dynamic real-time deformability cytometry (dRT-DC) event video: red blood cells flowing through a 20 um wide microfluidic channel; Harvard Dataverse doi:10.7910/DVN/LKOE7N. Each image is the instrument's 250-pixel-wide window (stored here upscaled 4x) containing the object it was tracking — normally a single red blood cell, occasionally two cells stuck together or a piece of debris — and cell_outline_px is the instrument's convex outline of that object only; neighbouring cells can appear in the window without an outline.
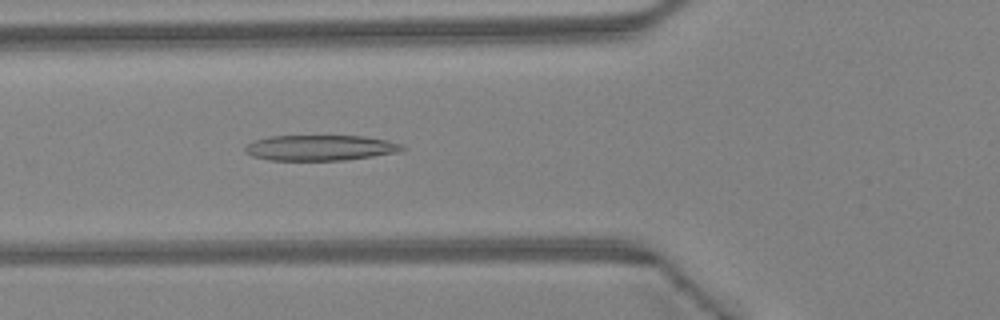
{"species": "Egyptian fruit bat (a non-hibernating species)", "species_latin": "Rousettus aegyptiacus", "temperature_condition": "warm", "stored_images_in_passage": 45, "camera_frame_rate_fps": 3000, "um_per_image_px": 0.085, "animal": {"sex": "female"}, "frame": {"image": 1, "passage_image": 17, "time_ms": 5.333, "image_size_px": [1000, 320], "cell_outline_px": [[404, 148], [400, 152], [344, 160], [268, 160], [252, 156], [244, 152], [244, 148], [248, 144], [256, 140], [268, 136], [364, 136], [388, 140], [400, 144]], "centroid_in_image_um": [27.2, 12.56], "position_along_channel_um": 98.6, "area_um2": 23.29}}
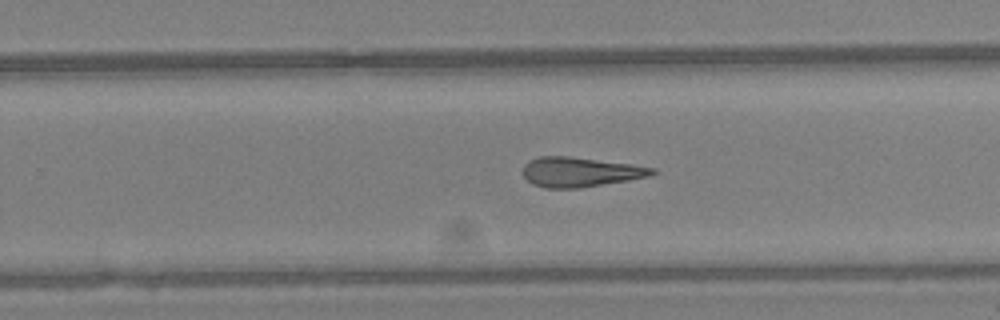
{"frame": {"image": 2, "passage_image": 29, "time_ms": 9.333, "image_size_px": [1000, 320], "cell_outline_px": [[656, 172], [652, 176], [580, 188], [544, 188], [532, 184], [524, 176], [524, 164], [528, 160], [540, 156], [568, 156], [632, 164], [656, 168]], "centroid_in_image_um": [49.32, 14.62], "position_along_channel_um": 280.5, "area_um2": 22.43}}
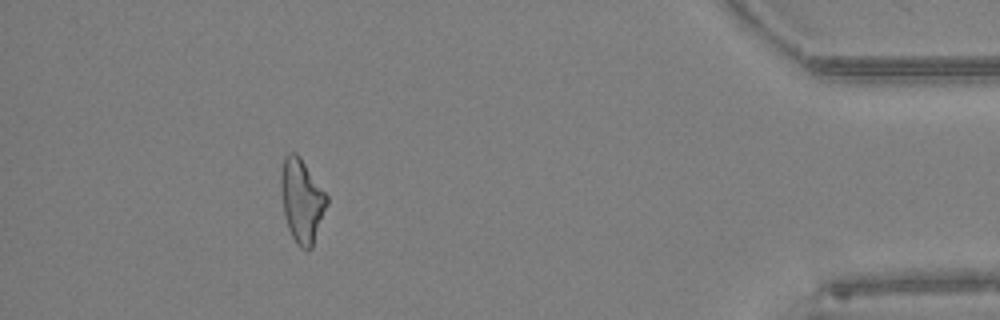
{"frame": {"image": 3, "passage_image": 41, "time_ms": 13.333, "image_size_px": [1000, 320], "cell_outline_px": [[328, 204], [312, 248], [308, 252], [300, 248], [296, 244], [288, 228], [284, 216], [280, 192], [280, 172], [284, 156], [288, 152], [296, 152], [300, 156], [328, 196]], "centroid_in_image_um": [25.64, 17.06], "position_along_channel_um": 409.6, "area_um2": 22.83}, "authors_computed_cell_mechanics": {"area_um2": 23.0622, "velocity_mm_per_s": 4.5606, "shape_relaxation_time_tau1_ms": null, "shape_relaxation_time_tau2_ms": 3.1882, "deformation_change_tau1": null, "deformation_change_tau2": 0.155}}